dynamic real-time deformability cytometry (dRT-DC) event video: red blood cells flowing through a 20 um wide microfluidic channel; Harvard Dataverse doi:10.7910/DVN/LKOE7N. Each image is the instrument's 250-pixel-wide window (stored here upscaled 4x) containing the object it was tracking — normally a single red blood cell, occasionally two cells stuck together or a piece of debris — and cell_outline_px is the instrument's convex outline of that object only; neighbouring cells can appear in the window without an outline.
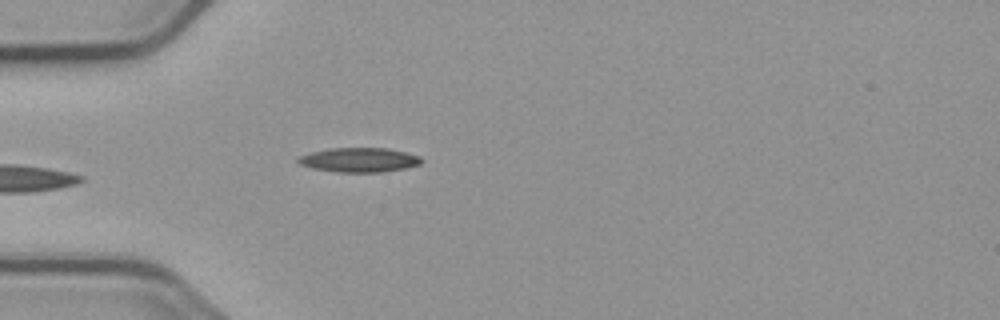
{"species": "common noctule bat (a hibernating species)", "species_latin": "Nyctalus noctula", "temperature_condition": "cold", "stored_images_in_passage": 6, "camera_frame_rate_fps": 3000, "um_per_image_px": 0.085, "animal": {"sex": "male", "body_mass_g": 23.1, "forearm_length_mm": 52.7}, "frame": {"image": 1, "passage_image": 6, "time_ms": 6.667, "image_size_px": [1000, 320], "cell_outline_px": [[424, 160], [420, 164], [404, 168], [380, 172], [336, 172], [312, 168], [300, 164], [296, 160], [300, 156], [312, 152], [328, 148], [388, 148], [420, 156]], "centroid_in_image_um": [30.53, 13.59], "position_along_channel_um": 54.5, "area_um2": 17.46}}